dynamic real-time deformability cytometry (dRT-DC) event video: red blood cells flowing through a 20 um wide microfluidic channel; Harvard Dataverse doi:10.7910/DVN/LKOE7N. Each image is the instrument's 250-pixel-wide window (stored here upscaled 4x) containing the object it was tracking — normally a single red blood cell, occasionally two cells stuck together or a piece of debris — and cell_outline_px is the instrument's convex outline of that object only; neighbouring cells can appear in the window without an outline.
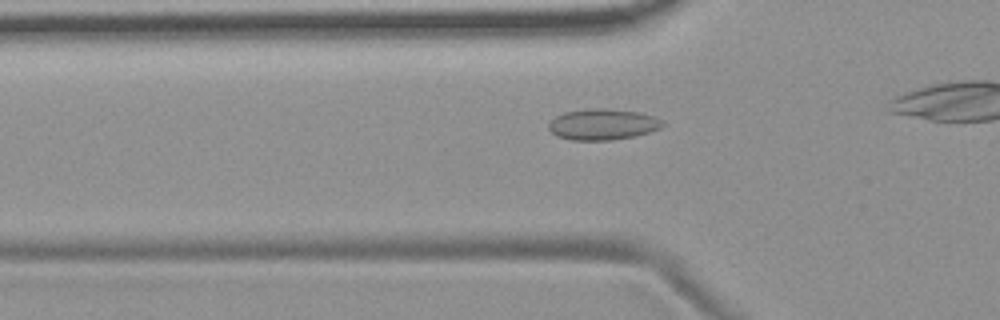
{"species": "common noctule bat (a hibernating species)", "species_latin": "Nyctalus noctula", "temperature_condition": "room temperature", "stored_images_in_passage": 32, "camera_frame_rate_fps": 3000, "um_per_image_px": 0.085, "animal": {"sex": "female", "body_mass_g": 19.9}, "frame": {"image": 1, "passage_image": 6, "time_ms": 1.667, "image_size_px": [1000, 320], "cell_outline_px": [[664, 124], [660, 128], [636, 136], [612, 140], [572, 140], [556, 136], [548, 128], [548, 124], [556, 116], [564, 112], [592, 108], [608, 108], [640, 112], [664, 120]], "centroid_in_image_um": [51.24, 10.57], "position_along_channel_um": 74.6, "area_um2": 20.69}}
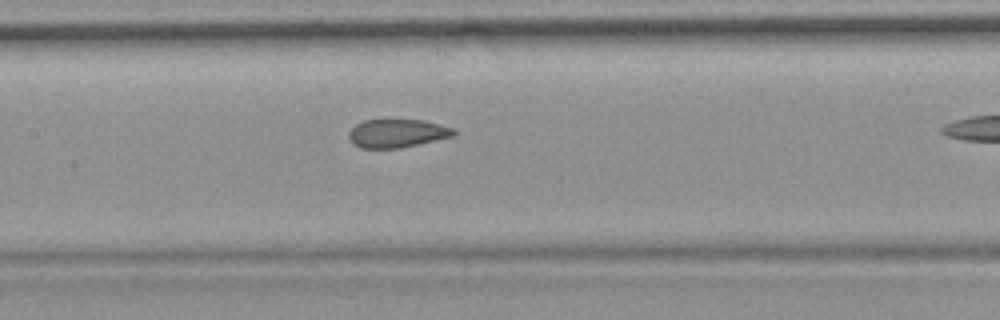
{"frame": {"image": 2, "passage_image": 14, "time_ms": 4.333, "image_size_px": [1000, 320], "cell_outline_px": [[456, 132], [452, 136], [400, 148], [360, 148], [352, 144], [348, 136], [348, 132], [356, 124], [364, 120], [388, 116], [424, 120], [456, 128]], "centroid_in_image_um": [33.72, 11.27], "position_along_channel_um": 173.7, "area_um2": 18.21}}
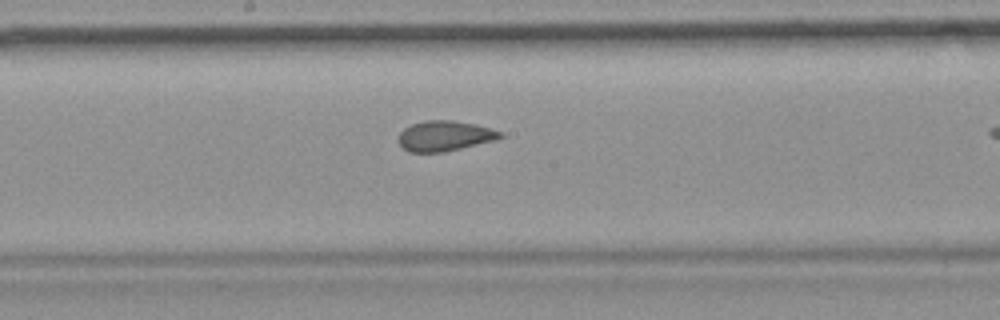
{"frame": {"image": 3, "passage_image": 17, "time_ms": 5.333, "image_size_px": [1000, 320], "cell_outline_px": [[504, 136], [496, 140], [444, 152], [408, 152], [396, 140], [400, 132], [404, 128], [412, 124], [424, 120], [452, 120], [476, 124], [504, 132]], "centroid_in_image_um": [37.8, 11.55], "position_along_channel_um": 210.4, "area_um2": 18.15}}